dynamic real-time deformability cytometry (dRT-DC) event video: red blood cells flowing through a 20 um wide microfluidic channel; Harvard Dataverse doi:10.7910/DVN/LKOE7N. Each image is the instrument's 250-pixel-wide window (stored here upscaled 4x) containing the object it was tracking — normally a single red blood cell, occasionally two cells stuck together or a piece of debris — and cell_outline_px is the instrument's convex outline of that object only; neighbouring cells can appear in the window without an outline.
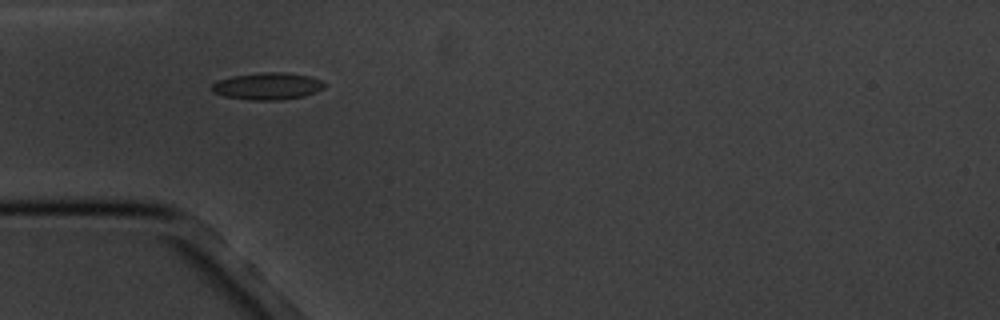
{"species": "common noctule bat (a hibernating species)", "species_latin": "Nyctalus noctula", "temperature_condition": "cold", "stored_images_in_passage": 4, "camera_frame_rate_fps": 3000, "um_per_image_px": 0.085, "animal": {"sex": "male", "body_mass_g": 20.1, "forearm_length_mm": 53.5}, "frame": {"image": 1, "passage_image": 1, "time_ms": 0.0, "image_size_px": [1000, 320], "cell_outline_px": [[324, 88], [316, 92], [304, 96], [280, 100], [248, 100], [224, 96], [212, 92], [212, 84], [220, 80], [232, 76], [260, 72], [284, 72], [308, 76], [320, 80], [324, 84]], "centroid_in_image_um": [22.73, 7.33], "position_along_channel_um": 62.3, "area_um2": 17.69}}
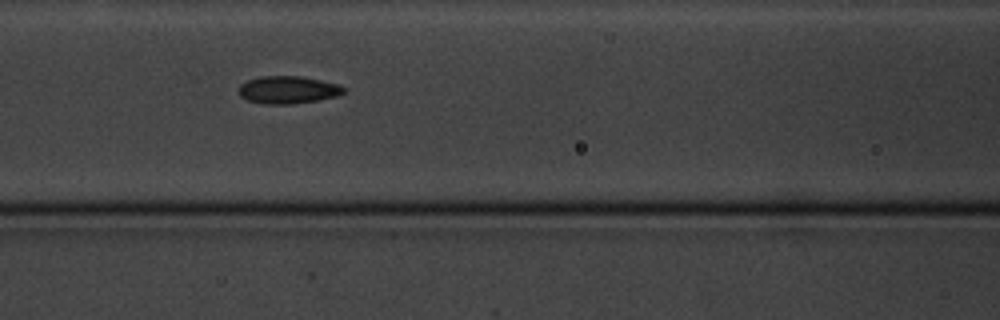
{"frame": {"image": 2, "passage_image": 3, "time_ms": 2.333, "image_size_px": [1000, 320], "cell_outline_px": [[348, 88], [344, 92], [336, 96], [316, 100], [292, 104], [264, 104], [244, 100], [240, 96], [240, 84], [248, 80], [260, 76], [300, 76], [340, 84]], "centroid_in_image_um": [24.48, 7.63], "position_along_channel_um": 142.1, "area_um2": 16.94}}
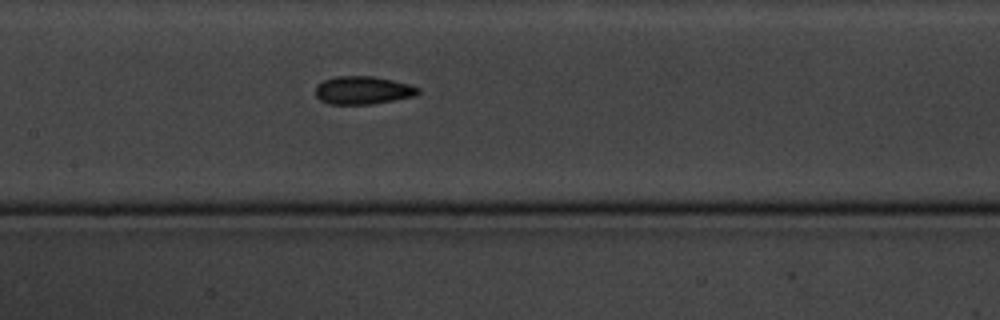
{"frame": {"image": 3, "passage_image": 4, "time_ms": 3.333, "image_size_px": [1000, 320], "cell_outline_px": [[420, 92], [416, 96], [372, 104], [328, 104], [320, 100], [316, 96], [316, 84], [324, 80], [336, 76], [376, 76], [408, 84], [420, 88]], "centroid_in_image_um": [30.84, 7.67], "position_along_channel_um": 176.6, "area_um2": 16.88}}